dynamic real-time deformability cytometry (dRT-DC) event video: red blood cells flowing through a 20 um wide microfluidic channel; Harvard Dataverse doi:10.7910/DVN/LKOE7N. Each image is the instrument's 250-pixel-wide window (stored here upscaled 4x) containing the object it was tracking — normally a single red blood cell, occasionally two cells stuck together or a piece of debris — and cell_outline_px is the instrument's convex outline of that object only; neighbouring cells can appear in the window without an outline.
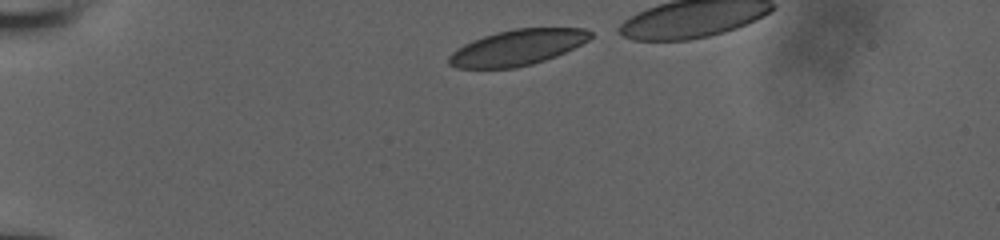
{"species": "human", "species_latin": "Homo sapiens", "temperature_condition": "room temperature", "stored_images_in_passage": 59, "camera_frame_rate_fps": 3000, "um_per_image_px": 0.085, "donor": {"sex": "male"}, "frame": {"image": 1, "passage_image": 1, "time_ms": 0.0, "image_size_px": [1000, 240], "cell_outline_px": [[592, 36], [588, 40], [556, 56], [532, 64], [516, 68], [456, 68], [448, 64], [448, 56], [452, 52], [464, 44], [472, 40], [496, 32], [516, 28], [584, 28], [592, 32]], "centroid_in_image_um": [43.95, 4.04], "position_along_channel_um": 41.1, "area_um2": 29.3}}
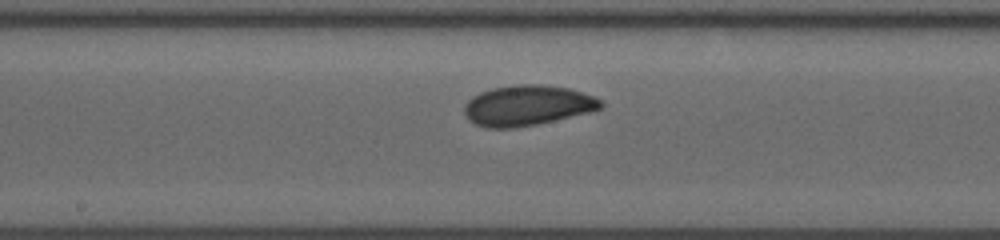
{"frame": {"image": 2, "passage_image": 29, "time_ms": 5.667, "image_size_px": [1000, 240], "cell_outline_px": [[604, 104], [600, 108], [592, 112], [536, 124], [516, 128], [488, 128], [476, 124], [468, 120], [464, 112], [464, 104], [472, 96], [480, 92], [492, 88], [516, 84], [540, 84], [568, 88], [592, 96], [600, 100]], "centroid_in_image_um": [44.79, 8.96], "position_along_channel_um": 203.4, "area_um2": 32.14}}
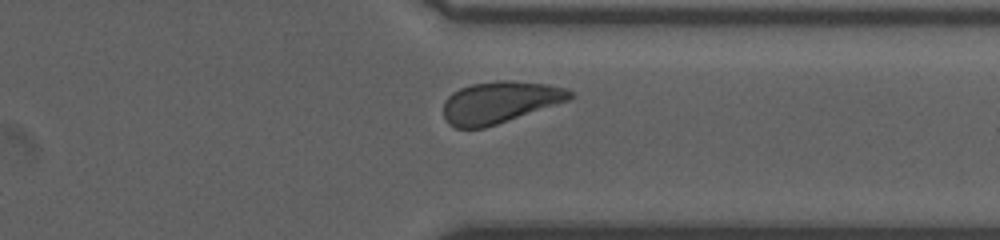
{"frame": {"image": 3, "passage_image": 49, "time_ms": 10.0, "image_size_px": [1000, 240], "cell_outline_px": [[572, 96], [568, 100], [484, 128], [456, 128], [448, 124], [444, 116], [444, 100], [452, 92], [460, 88], [472, 84], [496, 80], [512, 80], [548, 84], [568, 88], [572, 92]], "centroid_in_image_um": [42.45, 8.67], "position_along_channel_um": 369.0, "area_um2": 30.63}}